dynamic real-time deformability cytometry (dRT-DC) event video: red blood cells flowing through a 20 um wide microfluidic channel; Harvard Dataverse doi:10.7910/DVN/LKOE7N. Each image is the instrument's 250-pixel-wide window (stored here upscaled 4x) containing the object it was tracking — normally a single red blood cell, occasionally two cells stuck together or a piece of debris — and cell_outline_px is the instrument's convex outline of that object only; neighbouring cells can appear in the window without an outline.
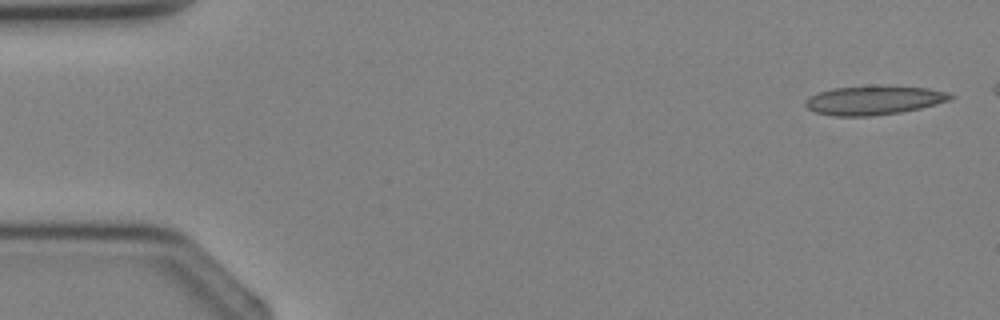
{"species": "Egyptian fruit bat (a non-hibernating species)", "species_latin": "Rousettus aegyptiacus", "temperature_condition": "cold", "stored_images_in_passage": 4, "camera_frame_rate_fps": 3000, "um_per_image_px": 0.085, "animal": {"sex": "female"}, "frame": {"image": 1, "passage_image": 1, "time_ms": 0.0, "image_size_px": [1000, 320], "cell_outline_px": [[956, 96], [948, 100], [936, 104], [920, 108], [900, 112], [872, 116], [832, 116], [816, 112], [808, 108], [804, 104], [804, 100], [808, 96], [832, 88], [928, 88], [948, 92]], "centroid_in_image_um": [74.24, 8.56], "position_along_channel_um": 10.8, "area_um2": 23.58}}